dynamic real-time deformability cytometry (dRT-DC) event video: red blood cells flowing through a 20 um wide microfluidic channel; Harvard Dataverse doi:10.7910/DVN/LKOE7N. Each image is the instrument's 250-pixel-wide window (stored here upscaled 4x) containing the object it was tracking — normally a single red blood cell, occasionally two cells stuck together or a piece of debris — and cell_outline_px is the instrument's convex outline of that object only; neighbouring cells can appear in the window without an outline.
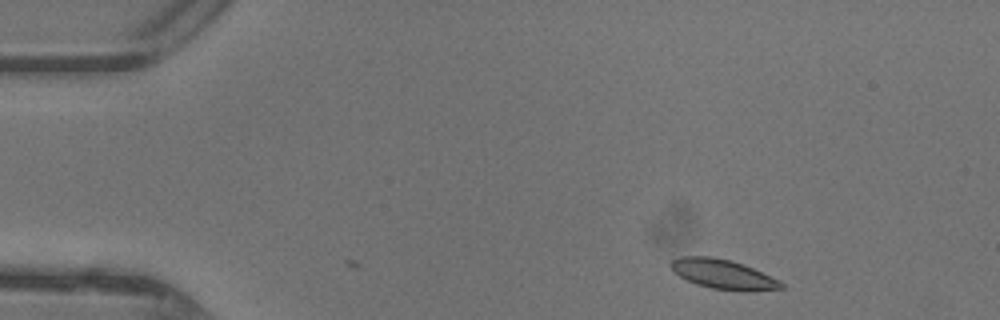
{"species": "common noctule bat (a hibernating species)", "species_latin": "Nyctalus noctula", "temperature_condition": "warm", "stored_images_in_passage": 2, "camera_frame_rate_fps": 3000, "um_per_image_px": 0.085, "animal": {"sex": "female"}, "frame": {"image": 1, "passage_image": 2, "time_ms": 0.333, "image_size_px": [1000, 320], "cell_outline_px": [[784, 288], [748, 292], [744, 292], [712, 288], [696, 284], [672, 272], [668, 264], [672, 260], [680, 256], [712, 256], [732, 260], [744, 264], [780, 280], [784, 284]], "centroid_in_image_um": [61.46, 23.3], "position_along_channel_um": 23.5, "area_um2": 19.36}}